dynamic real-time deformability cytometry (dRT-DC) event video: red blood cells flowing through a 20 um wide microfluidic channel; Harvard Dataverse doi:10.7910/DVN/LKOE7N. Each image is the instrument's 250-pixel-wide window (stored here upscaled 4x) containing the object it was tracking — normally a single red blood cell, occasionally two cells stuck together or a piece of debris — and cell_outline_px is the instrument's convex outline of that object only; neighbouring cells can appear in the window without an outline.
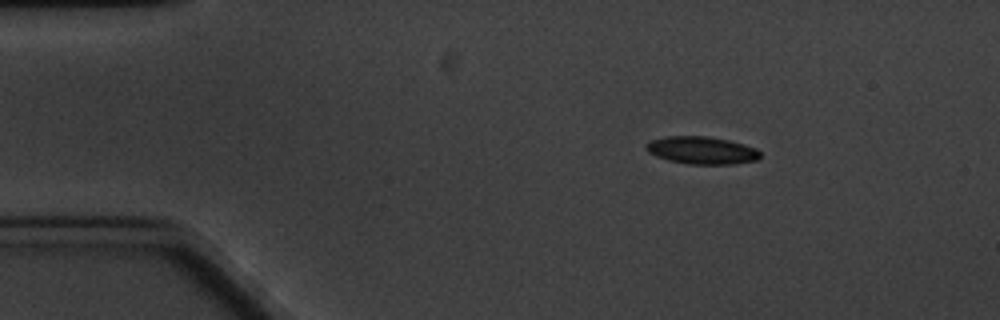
{"species": "common noctule bat (a hibernating species)", "species_latin": "Nyctalus noctula", "temperature_condition": "cold", "stored_images_in_passage": 9, "camera_frame_rate_fps": 3000, "um_per_image_px": 0.085, "animal": {"sex": "male", "body_mass_g": 20.1, "forearm_length_mm": 53.5}, "frame": {"image": 1, "passage_image": 1, "time_ms": 0.0, "image_size_px": [1000, 320], "cell_outline_px": [[760, 156], [756, 160], [736, 164], [692, 164], [668, 160], [656, 156], [648, 152], [644, 148], [644, 144], [648, 140], [664, 136], [708, 136], [728, 140], [744, 144], [756, 148], [760, 152]], "centroid_in_image_um": [59.6, 12.76], "position_along_channel_um": 25.4, "area_um2": 18.5}}
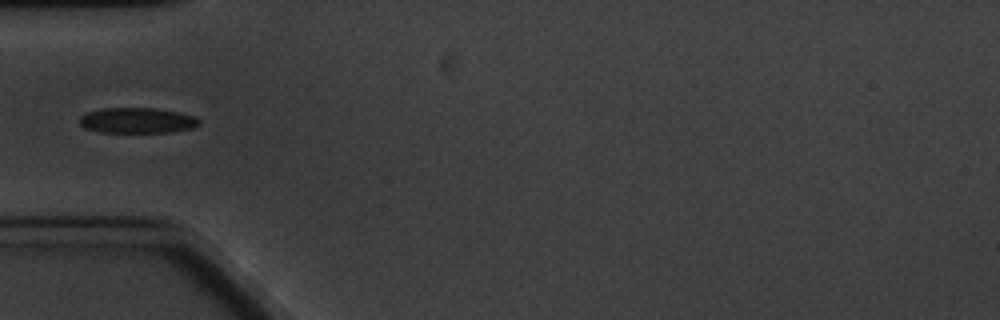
{"frame": {"image": 2, "passage_image": 4, "time_ms": 3.333, "image_size_px": [1000, 320], "cell_outline_px": [[200, 124], [192, 128], [172, 132], [100, 132], [84, 128], [80, 124], [80, 116], [88, 112], [100, 108], [156, 108], [180, 112], [196, 116], [200, 120]], "centroid_in_image_um": [11.69, 10.23], "position_along_channel_um": 73.3, "area_um2": 17.92}}